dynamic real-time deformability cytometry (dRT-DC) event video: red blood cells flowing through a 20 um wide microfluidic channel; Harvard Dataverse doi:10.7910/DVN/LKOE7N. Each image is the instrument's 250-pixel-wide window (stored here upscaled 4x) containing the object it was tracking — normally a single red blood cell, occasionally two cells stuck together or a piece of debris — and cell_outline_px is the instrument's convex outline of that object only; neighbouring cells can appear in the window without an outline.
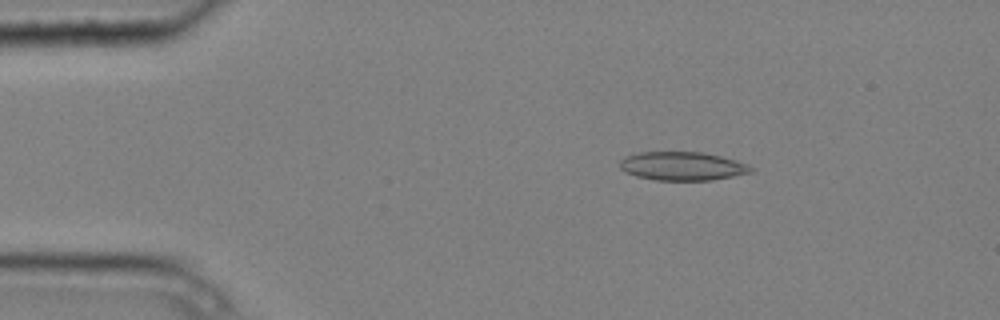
{"species": "common noctule bat (a hibernating species)", "species_latin": "Nyctalus noctula", "temperature_condition": "cold", "stored_images_in_passage": 2, "camera_frame_rate_fps": 3000, "um_per_image_px": 0.085, "animal": {"sex": "male", "body_mass_g": 20.4}, "frame": {"image": 1, "passage_image": 1, "time_ms": 0.0, "image_size_px": [1000, 320], "cell_outline_px": [[752, 172], [712, 180], [656, 180], [636, 176], [624, 172], [620, 168], [620, 160], [628, 156], [640, 152], [700, 152], [720, 156], [736, 160], [748, 164], [752, 168]], "centroid_in_image_um": [57.99, 14.12], "position_along_channel_um": 27.0, "area_um2": 21.68}}
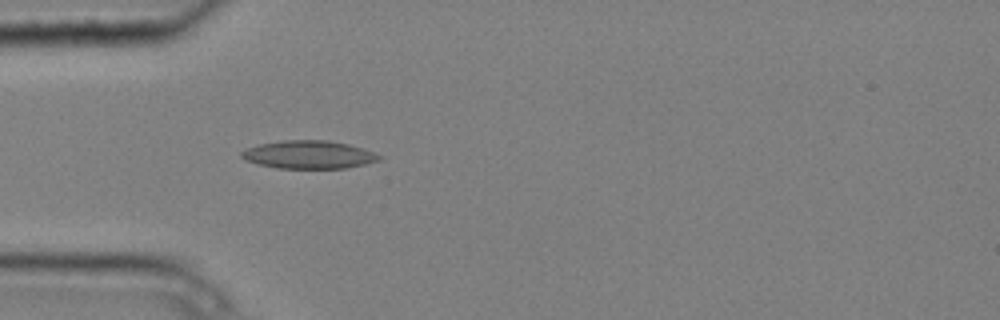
{"frame": {"image": 2, "passage_image": 2, "time_ms": 0.333, "image_size_px": [1000, 320], "cell_outline_px": [[384, 156], [380, 160], [364, 164], [344, 168], [276, 168], [256, 164], [244, 160], [240, 156], [240, 152], [248, 148], [260, 144], [284, 140], [328, 140], [348, 144], [364, 148], [376, 152]], "centroid_in_image_um": [26.26, 13.14], "position_along_channel_um": 58.7, "area_um2": 22.66}}